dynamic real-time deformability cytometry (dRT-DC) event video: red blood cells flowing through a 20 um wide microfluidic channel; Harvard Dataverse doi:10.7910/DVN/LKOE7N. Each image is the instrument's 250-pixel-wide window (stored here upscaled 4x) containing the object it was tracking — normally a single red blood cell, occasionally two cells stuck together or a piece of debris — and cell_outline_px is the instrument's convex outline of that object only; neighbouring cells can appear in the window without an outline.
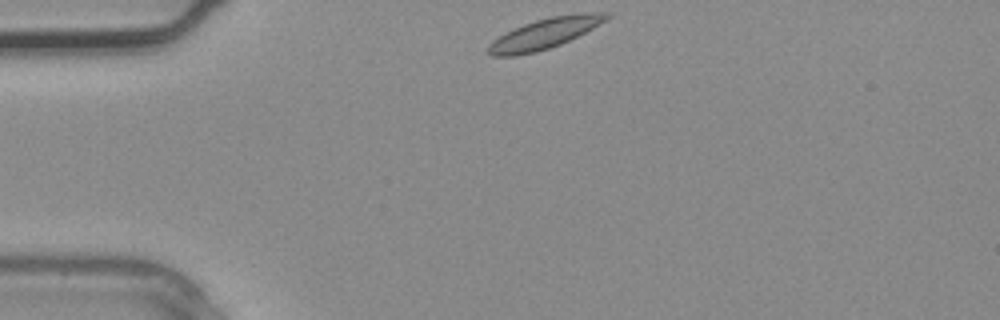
{"species": "common noctule bat (a hibernating species)", "species_latin": "Nyctalus noctula", "temperature_condition": "warm", "stored_images_in_passage": 2, "camera_frame_rate_fps": 3000, "um_per_image_px": 0.085, "animal": {"sex": "male", "body_mass_g": 20.4}, "frame": {"image": 1, "passage_image": 1, "time_ms": 0.0, "image_size_px": [1000, 320], "cell_outline_px": [[612, 16], [592, 28], [560, 44], [536, 52], [516, 56], [492, 56], [484, 52], [484, 48], [492, 40], [524, 24], [536, 20], [552, 16], [580, 12], [612, 12]], "centroid_in_image_um": [46.26, 2.85], "position_along_channel_um": 38.7, "area_um2": 20.92}}